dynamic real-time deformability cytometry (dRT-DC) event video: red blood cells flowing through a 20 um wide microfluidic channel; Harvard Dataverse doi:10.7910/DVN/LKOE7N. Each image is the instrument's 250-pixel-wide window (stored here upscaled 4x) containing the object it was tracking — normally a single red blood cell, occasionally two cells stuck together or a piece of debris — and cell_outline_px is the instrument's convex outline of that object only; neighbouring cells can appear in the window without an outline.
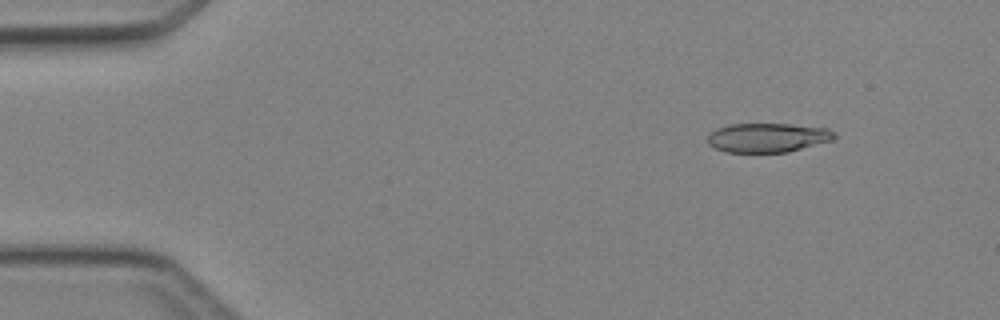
{"species": "Egyptian fruit bat (a non-hibernating species)", "species_latin": "Rousettus aegyptiacus", "temperature_condition": "cold", "stored_images_in_passage": 4, "camera_frame_rate_fps": 3000, "um_per_image_px": 0.085, "animal": {"sex": "female"}, "frame": {"image": 1, "passage_image": 2, "time_ms": 1.333, "image_size_px": [1000, 320], "cell_outline_px": [[836, 136], [832, 140], [788, 152], [724, 152], [708, 144], [708, 136], [716, 128], [728, 124], [788, 124], [828, 128], [836, 132]], "centroid_in_image_um": [65.25, 11.69], "position_along_channel_um": 19.7, "area_um2": 21.56}}